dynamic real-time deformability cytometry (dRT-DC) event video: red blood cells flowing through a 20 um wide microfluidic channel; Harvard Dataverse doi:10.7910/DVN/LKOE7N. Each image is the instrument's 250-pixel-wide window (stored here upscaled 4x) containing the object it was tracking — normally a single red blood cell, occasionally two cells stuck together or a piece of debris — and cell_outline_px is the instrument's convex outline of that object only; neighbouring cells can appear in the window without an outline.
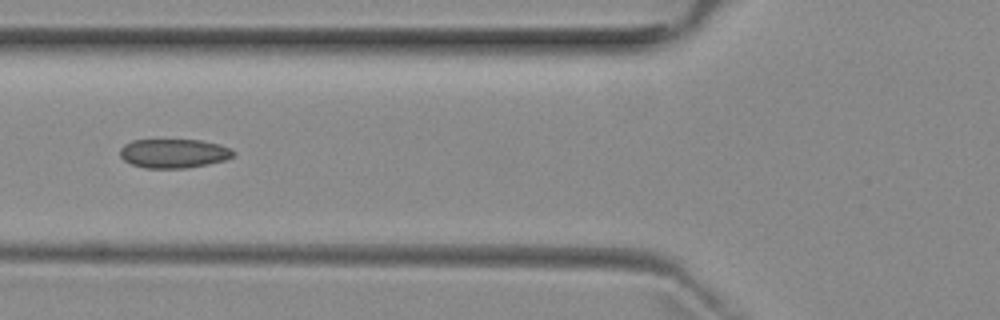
{"species": "common noctule bat (a hibernating species)", "species_latin": "Nyctalus noctula", "temperature_condition": "room temperature", "stored_images_in_passage": 6, "camera_frame_rate_fps": 3000, "um_per_image_px": 0.085, "animal": {"sex": "female", "body_mass_g": 29.2, "forearm_length_mm": 56.3}, "frame": {"image": 1, "passage_image": 5, "time_ms": 5.333, "image_size_px": [1000, 320], "cell_outline_px": [[236, 156], [224, 160], [208, 164], [184, 168], [144, 168], [132, 164], [124, 160], [120, 156], [120, 148], [124, 144], [132, 140], [200, 140], [220, 144], [232, 148], [236, 152]], "centroid_in_image_um": [14.8, 13.03], "position_along_channel_um": 111.0, "area_um2": 19.36}}
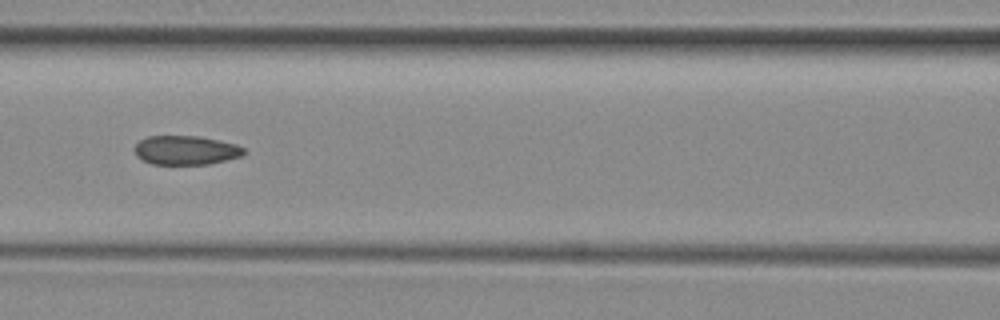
{"frame": {"image": 2, "passage_image": 6, "time_ms": 6.333, "image_size_px": [1000, 320], "cell_outline_px": [[248, 152], [244, 156], [208, 164], [152, 164], [136, 156], [136, 144], [140, 140], [148, 136], [200, 136], [236, 144], [244, 148]], "centroid_in_image_um": [15.85, 12.77], "position_along_channel_um": 150.7, "area_um2": 18.55}}